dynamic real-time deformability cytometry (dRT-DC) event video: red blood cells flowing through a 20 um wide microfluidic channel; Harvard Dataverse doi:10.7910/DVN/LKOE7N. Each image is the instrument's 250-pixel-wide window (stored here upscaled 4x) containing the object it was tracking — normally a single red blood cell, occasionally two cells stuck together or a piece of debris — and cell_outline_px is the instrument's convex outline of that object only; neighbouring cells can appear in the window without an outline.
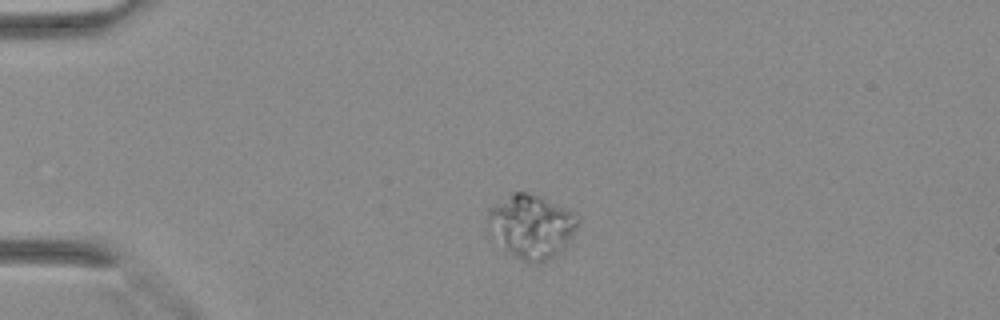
{"species": "Egyptian fruit bat (a non-hibernating species)", "species_latin": "Rousettus aegyptiacus", "temperature_condition": "warm", "stored_images_in_passage": 34, "camera_frame_rate_fps": 3000, "um_per_image_px": 0.085, "animal": {"sex": "female"}, "frame": {"image": 1, "passage_image": 1, "time_ms": 0.0, "image_size_px": [1000, 320], "cell_outline_px": [[576, 228], [572, 236], [556, 256], [548, 260], [536, 264], [528, 264], [504, 248], [488, 236], [488, 208], [512, 192], [524, 192], [540, 196], [572, 212], [576, 220]], "centroid_in_image_um": [45.08, 19.26], "position_along_channel_um": 39.9, "area_um2": 33.23}}
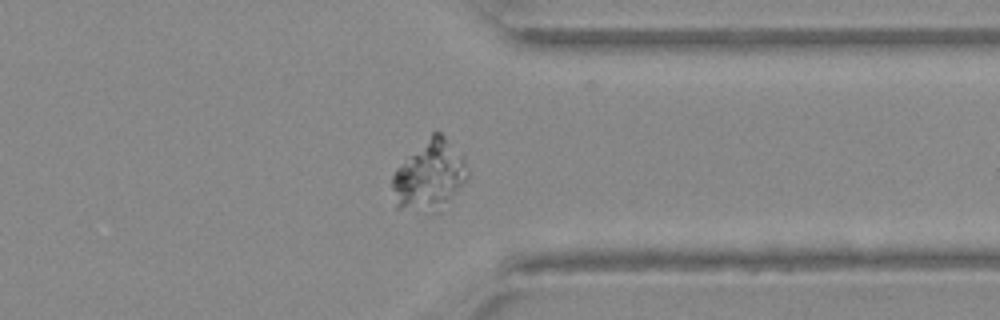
{"frame": {"image": 2, "passage_image": 25, "time_ms": 8.0, "image_size_px": [1000, 320], "cell_outline_px": [[468, 180], [436, 212], [432, 212], [396, 208], [392, 188], [392, 176], [396, 168], [432, 132], [440, 132], [464, 156], [468, 172]], "centroid_in_image_um": [36.5, 14.9], "position_along_channel_um": 374.9, "area_um2": 30.46}}
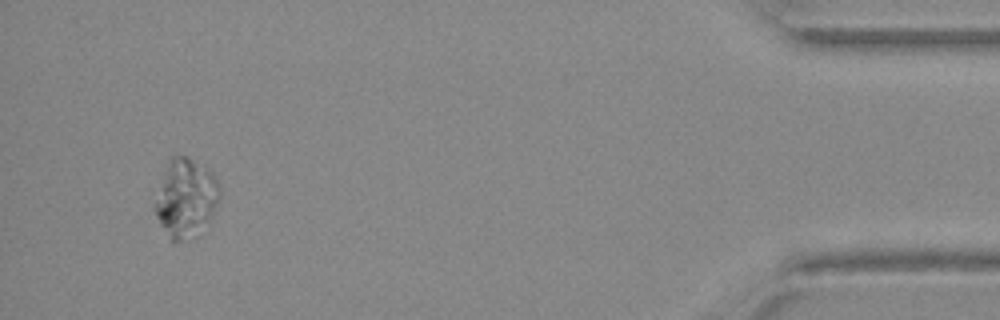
{"frame": {"image": 3, "passage_image": 32, "time_ms": 10.333, "image_size_px": [1000, 320], "cell_outline_px": [[220, 196], [208, 220], [196, 236], [172, 244], [160, 224], [156, 216], [156, 204], [168, 156], [188, 156], [208, 168], [216, 176], [220, 184]], "centroid_in_image_um": [15.81, 16.82], "position_along_channel_um": 419.4, "area_um2": 29.36}}